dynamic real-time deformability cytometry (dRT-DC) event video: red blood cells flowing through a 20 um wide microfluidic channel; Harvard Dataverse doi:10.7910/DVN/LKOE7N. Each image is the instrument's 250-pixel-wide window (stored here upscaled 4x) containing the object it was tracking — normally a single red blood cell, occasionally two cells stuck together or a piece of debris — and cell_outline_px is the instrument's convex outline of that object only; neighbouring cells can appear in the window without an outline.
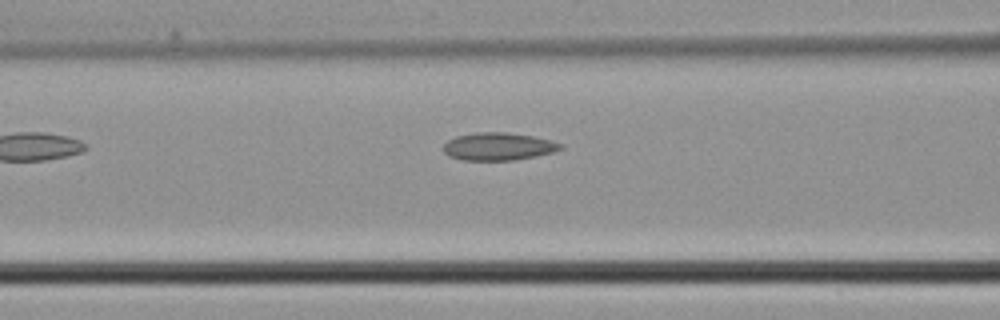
{"species": "common noctule bat (a hibernating species)", "species_latin": "Nyctalus noctula", "temperature_condition": "cold", "stored_images_in_passage": 4, "camera_frame_rate_fps": 3000, "um_per_image_px": 0.085, "animal": {"sex": "male", "body_mass_g": 21.5, "forearm_length_mm": 52.0}, "frame": {"image": 1, "passage_image": 4, "time_ms": 1.0, "image_size_px": [1000, 320], "cell_outline_px": [[564, 148], [552, 152], [536, 156], [516, 160], [464, 160], [448, 156], [444, 152], [444, 144], [448, 140], [456, 136], [476, 132], [508, 132], [532, 136], [552, 140], [564, 144]], "centroid_in_image_um": [42.38, 12.44], "position_along_channel_um": 124.2, "area_um2": 19.02}}